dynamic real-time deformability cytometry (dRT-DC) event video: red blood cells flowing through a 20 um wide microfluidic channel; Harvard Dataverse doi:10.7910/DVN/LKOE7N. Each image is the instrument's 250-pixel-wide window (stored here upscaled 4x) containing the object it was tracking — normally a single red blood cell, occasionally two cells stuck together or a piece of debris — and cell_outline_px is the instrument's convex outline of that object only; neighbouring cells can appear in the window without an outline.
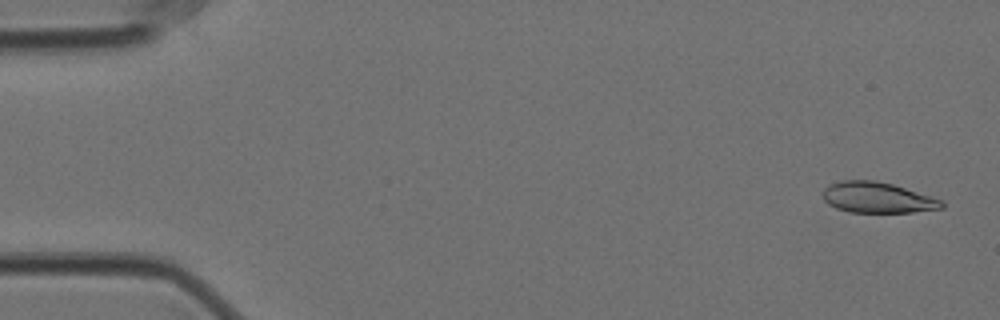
{"species": "Egyptian fruit bat (a non-hibernating species)", "species_latin": "Rousettus aegyptiacus", "temperature_condition": "cold", "stored_images_in_passage": 57, "camera_frame_rate_fps": 3000, "um_per_image_px": 0.085, "animal": {"sex": "female"}, "frame": {"image": 1, "passage_image": 2, "time_ms": 0.333, "image_size_px": [1000, 320], "cell_outline_px": [[944, 208], [912, 212], [848, 212], [836, 208], [828, 204], [824, 200], [820, 192], [828, 184], [840, 180], [876, 180], [892, 184], [932, 196], [944, 200]], "centroid_in_image_um": [74.55, 16.78], "position_along_channel_um": 10.4, "area_um2": 21.62}}
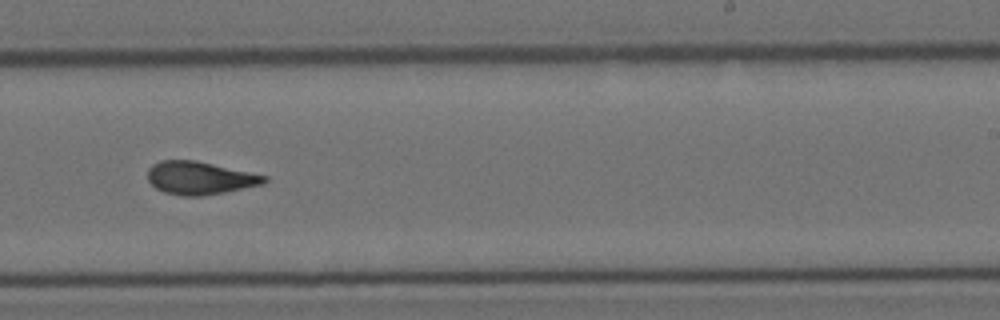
{"frame": {"image": 2, "passage_image": 35, "time_ms": 11.333, "image_size_px": [1000, 320], "cell_outline_px": [[268, 180], [264, 184], [224, 192], [200, 196], [184, 196], [164, 192], [156, 188], [148, 180], [148, 168], [152, 164], [160, 160], [196, 160], [268, 176]], "centroid_in_image_um": [16.98, 15.12], "position_along_channel_um": 272.0, "area_um2": 22.37}}
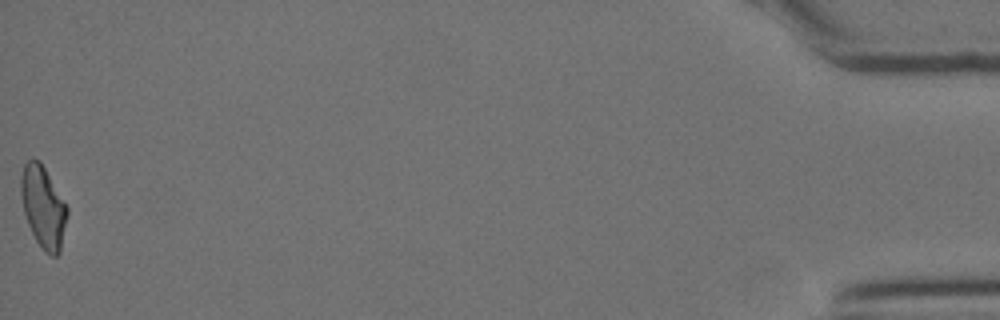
{"frame": {"image": 3, "passage_image": 57, "time_ms": 18.667, "image_size_px": [1000, 320], "cell_outline_px": [[68, 216], [60, 252], [56, 256], [52, 256], [44, 252], [36, 240], [28, 224], [24, 212], [20, 192], [20, 180], [24, 164], [32, 156], [40, 160], [68, 208]], "centroid_in_image_um": [3.67, 17.58], "position_along_channel_um": 431.5, "area_um2": 22.14}, "authors_computed_cell_mechanics": {"area_um2": 22.1374, "velocity_mm_per_s": 3.5224, "shape_relaxation_time_tau1_ms": 9.2805, "shape_relaxation_time_tau2_ms": 2.1418, "deformation_change_tau1": 0.2102, "deformation_change_tau2": 0.0875}}